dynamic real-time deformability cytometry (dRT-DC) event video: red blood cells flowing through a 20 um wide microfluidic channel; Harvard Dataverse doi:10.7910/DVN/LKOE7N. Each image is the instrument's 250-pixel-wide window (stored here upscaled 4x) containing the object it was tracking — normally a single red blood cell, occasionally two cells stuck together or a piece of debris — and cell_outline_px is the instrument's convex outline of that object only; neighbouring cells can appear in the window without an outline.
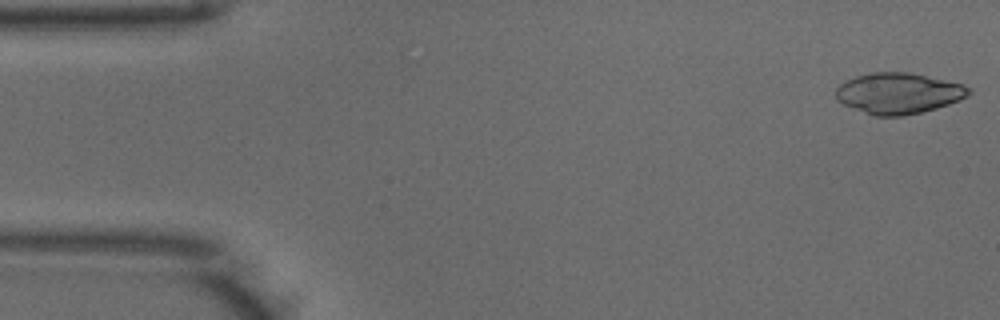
{"species": "common noctule bat (a hibernating species)", "species_latin": "Nyctalus noctula", "temperature_condition": "warm", "stored_images_in_passage": 49, "camera_frame_rate_fps": 3000, "um_per_image_px": 0.085, "animal": {"sex": "male", "body_mass_g": 18.8}, "frame": {"image": 1, "passage_image": 1, "time_ms": 0.0, "image_size_px": [1000, 320], "cell_outline_px": [[972, 92], [968, 96], [960, 100], [936, 108], [904, 116], [872, 116], [844, 104], [836, 100], [836, 88], [840, 84], [856, 76], [872, 72], [908, 72], [964, 84], [972, 88]], "centroid_in_image_um": [76.39, 7.93], "position_along_channel_um": 8.6, "area_um2": 31.73}}